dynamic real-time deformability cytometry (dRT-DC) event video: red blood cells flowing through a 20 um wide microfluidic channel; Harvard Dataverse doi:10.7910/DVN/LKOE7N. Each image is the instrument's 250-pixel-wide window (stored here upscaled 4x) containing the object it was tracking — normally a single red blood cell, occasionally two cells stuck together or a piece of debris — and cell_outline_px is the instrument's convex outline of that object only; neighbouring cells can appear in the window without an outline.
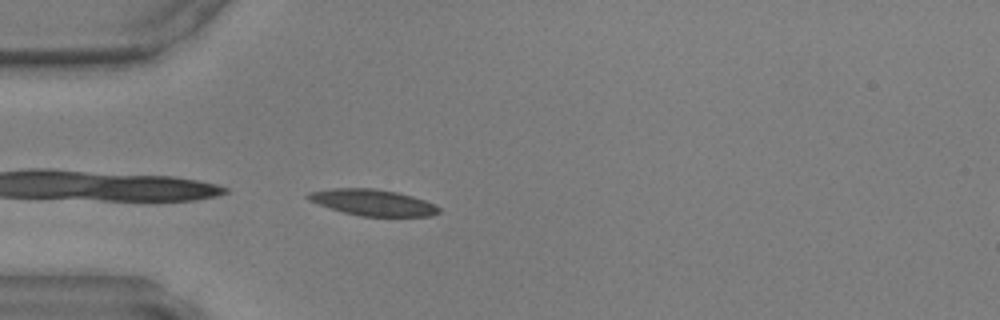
{"species": "common noctule bat (a hibernating species)", "species_latin": "Nyctalus noctula", "temperature_condition": "warm", "stored_images_in_passage": 29, "camera_frame_rate_fps": 3000, "um_per_image_px": 0.085, "animal": {"sex": "male", "body_mass_g": 17.9, "forearm_length_mm": 54.2}, "frame": {"image": 1, "passage_image": 1, "time_ms": 0.0, "image_size_px": [1000, 320], "cell_outline_px": [[436, 208], [432, 212], [412, 216], [376, 216], [352, 212], [328, 204], [312, 196], [328, 192], [384, 192], [404, 196], [428, 204]], "centroid_in_image_um": [31.96, 17.31], "position_along_channel_um": 53.0, "area_um2": 14.74}}